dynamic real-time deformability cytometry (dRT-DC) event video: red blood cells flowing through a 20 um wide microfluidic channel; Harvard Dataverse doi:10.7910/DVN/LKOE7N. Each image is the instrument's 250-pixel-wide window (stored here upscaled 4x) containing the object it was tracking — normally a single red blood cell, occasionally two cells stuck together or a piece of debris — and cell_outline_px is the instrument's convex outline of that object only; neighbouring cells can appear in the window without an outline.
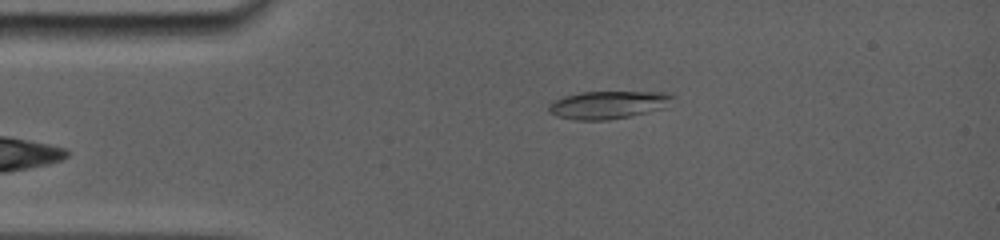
{"species": "common noctule bat (a hibernating species)", "species_latin": "Nyctalus noctula", "temperature_condition": "room temperature", "stored_images_in_passage": 23, "camera_frame_rate_fps": 5000, "um_per_image_px": 0.085, "animal": {"sex": "female", "body_mass_g": 19.0, "forearm_length_mm": 56.7}, "frame": {"image": 1, "passage_image": 1, "time_ms": 0.0, "image_size_px": [1000, 240], "cell_outline_px": [[676, 96], [664, 108], [628, 116], [604, 120], [576, 120], [560, 116], [552, 112], [548, 108], [548, 104], [552, 100], [564, 96], [580, 92], [672, 92]], "centroid_in_image_um": [51.72, 8.89], "position_along_channel_um": 33.3, "area_um2": 19.94}}
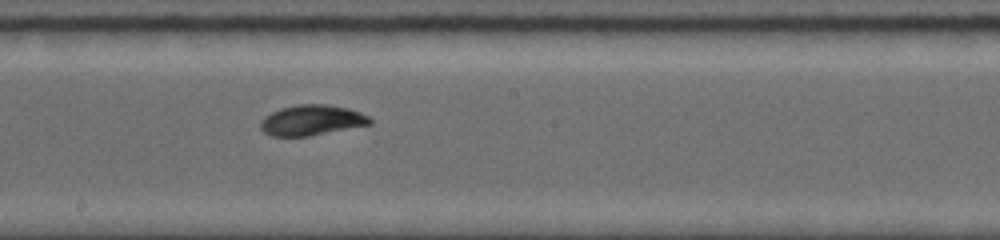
{"frame": {"image": 2, "passage_image": 11, "time_ms": 5.8, "image_size_px": [1000, 240], "cell_outline_px": [[372, 124], [308, 136], [272, 136], [264, 132], [260, 128], [260, 120], [264, 116], [280, 108], [296, 104], [328, 104], [348, 108], [360, 112], [368, 116], [372, 120]], "centroid_in_image_um": [26.48, 10.21], "position_along_channel_um": 221.7, "area_um2": 19.48}}
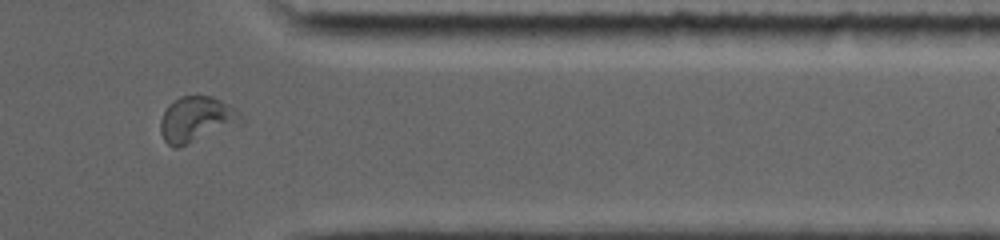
{"frame": {"image": 3, "passage_image": 19, "time_ms": 10.4, "image_size_px": [1000, 240], "cell_outline_px": [[244, 124], [176, 148], [172, 148], [164, 140], [160, 132], [160, 120], [168, 104], [172, 100], [180, 96], [212, 96], [236, 108], [240, 112], [244, 120]], "centroid_in_image_um": [16.73, 10.15], "position_along_channel_um": 394.7, "area_um2": 21.85}, "authors_computed_cell_mechanics": {"area_um2": 19.3052, "velocity_mm_per_s": 3.7948, "shape_relaxation_time_tau1_ms": 3.6662, "shape_relaxation_time_tau2_ms": 3.8415, "deformation_change_tau1": 0.1267, "deformation_change_tau2": 0.0766}}